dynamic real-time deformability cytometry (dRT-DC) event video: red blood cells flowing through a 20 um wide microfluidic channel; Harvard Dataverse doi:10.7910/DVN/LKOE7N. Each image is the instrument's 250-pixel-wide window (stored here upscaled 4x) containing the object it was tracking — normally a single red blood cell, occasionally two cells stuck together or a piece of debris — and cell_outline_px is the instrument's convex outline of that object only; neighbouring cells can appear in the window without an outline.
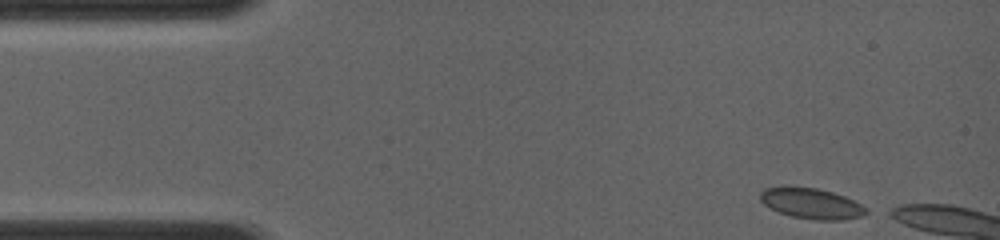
{"species": "common noctule bat (a hibernating species)", "species_latin": "Nyctalus noctula", "temperature_condition": "room temperature", "stored_images_in_passage": 6, "camera_frame_rate_fps": 4000, "um_per_image_px": 0.085, "animal": {"sex": "female", "body_mass_g": 19.0, "forearm_length_mm": 56.7}, "frame": {"image": 1, "passage_image": 1, "time_ms": 0.0, "image_size_px": [1000, 240], "cell_outline_px": [[872, 212], [864, 216], [844, 220], [816, 220], [792, 216], [768, 208], [760, 200], [760, 192], [764, 188], [784, 184], [816, 188], [832, 192], [844, 196], [868, 208]], "centroid_in_image_um": [68.96, 17.27], "position_along_channel_um": 16.0, "area_um2": 19.48}}